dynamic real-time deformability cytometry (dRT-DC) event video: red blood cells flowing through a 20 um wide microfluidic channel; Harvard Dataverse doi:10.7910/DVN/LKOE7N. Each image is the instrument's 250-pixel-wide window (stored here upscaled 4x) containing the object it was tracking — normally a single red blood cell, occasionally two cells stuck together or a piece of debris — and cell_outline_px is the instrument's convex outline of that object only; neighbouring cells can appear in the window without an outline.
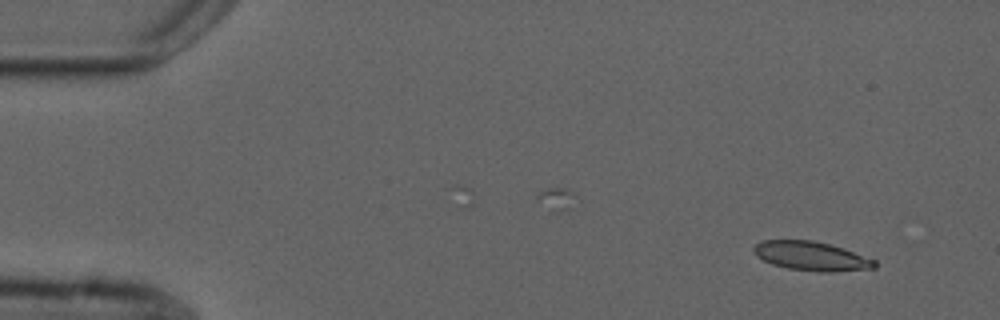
{"species": "common noctule bat (a hibernating species)", "species_latin": "Nyctalus noctula", "temperature_condition": "cold", "stored_images_in_passage": 4, "camera_frame_rate_fps": 3000, "um_per_image_px": 0.085, "animal": {"sex": "male", "forearm_length_mm": 52.5}, "frame": {"image": 1, "passage_image": 1, "time_ms": 0.0, "image_size_px": [1000, 320], "cell_outline_px": [[876, 268], [832, 272], [820, 272], [788, 268], [772, 264], [756, 256], [752, 248], [760, 240], [812, 240], [844, 248], [876, 260]], "centroid_in_image_um": [68.97, 21.76], "position_along_channel_um": 16.0, "area_um2": 20.52}}